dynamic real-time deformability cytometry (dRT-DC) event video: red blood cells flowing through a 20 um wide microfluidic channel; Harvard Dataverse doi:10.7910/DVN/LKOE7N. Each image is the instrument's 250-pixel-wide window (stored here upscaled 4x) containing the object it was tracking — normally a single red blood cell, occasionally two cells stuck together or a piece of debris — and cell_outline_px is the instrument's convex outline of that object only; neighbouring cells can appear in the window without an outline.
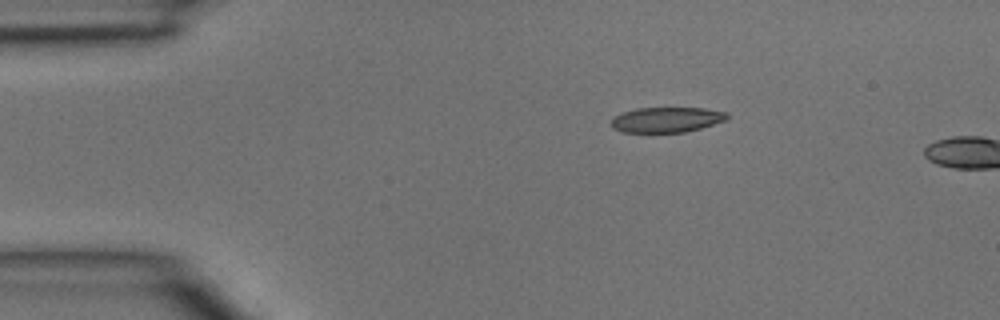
{"species": "common noctule bat (a hibernating species)", "species_latin": "Nyctalus noctula", "temperature_condition": "room temperature", "stored_images_in_passage": 2, "camera_frame_rate_fps": 3000, "um_per_image_px": 0.085, "animal": {"sex": "male", "body_mass_g": 15.6}, "frame": {"image": 1, "passage_image": 2, "time_ms": 0.333, "image_size_px": [1000, 320], "cell_outline_px": [[728, 120], [700, 128], [684, 132], [624, 132], [612, 128], [612, 120], [616, 116], [624, 112], [636, 108], [704, 108], [728, 112]], "centroid_in_image_um": [56.71, 10.17], "position_along_channel_um": 28.3, "area_um2": 16.94}}